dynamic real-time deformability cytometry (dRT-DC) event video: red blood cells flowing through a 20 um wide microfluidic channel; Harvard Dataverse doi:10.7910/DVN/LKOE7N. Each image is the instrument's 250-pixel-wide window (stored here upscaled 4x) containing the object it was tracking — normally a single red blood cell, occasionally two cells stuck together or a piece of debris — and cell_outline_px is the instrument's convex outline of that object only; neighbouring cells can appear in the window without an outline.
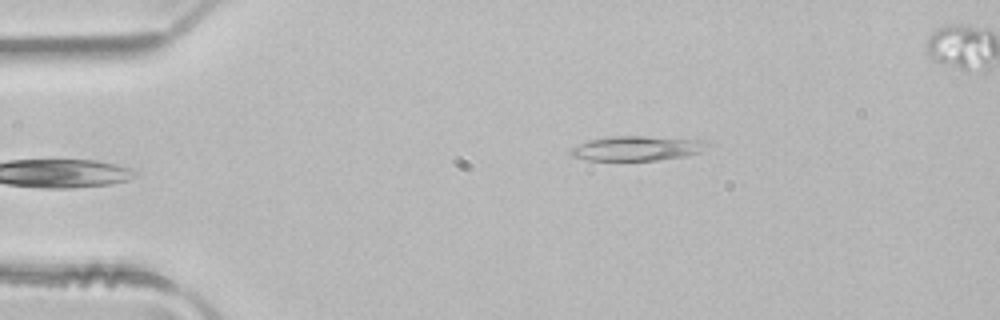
{"species": "common noctule bat (a hibernating species)", "species_latin": "Nyctalus noctula", "temperature_condition": "room temperature", "stored_images_in_passage": 40, "camera_frame_rate_fps": 3000, "um_per_image_px": 0.085, "animal": {"sex": "male", "body_mass_g": 21.5, "forearm_length_mm": 52.0}, "frame": {"image": 1, "passage_image": 1, "time_ms": 0.0, "image_size_px": [1000, 320], "cell_outline_px": [[712, 144], [700, 152], [684, 156], [656, 160], [588, 160], [572, 156], [568, 152], [572, 148], [588, 140], [612, 136], [644, 136], [708, 140]], "centroid_in_image_um": [54.19, 12.6], "position_along_channel_um": 30.8, "area_um2": 19.65}}
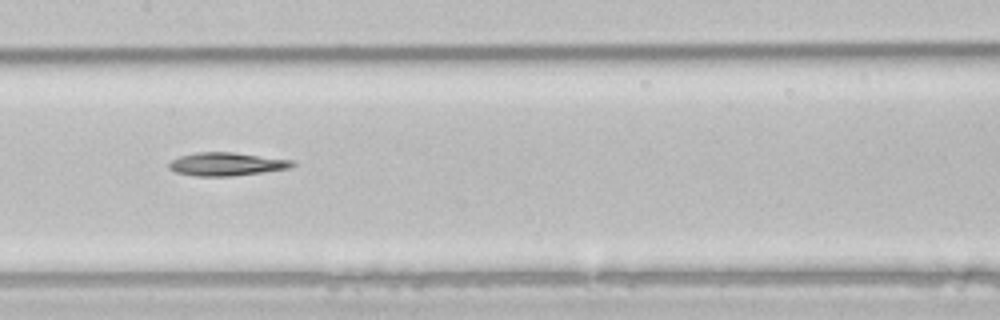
{"frame": {"image": 2, "passage_image": 16, "time_ms": 5.0, "image_size_px": [1000, 320], "cell_outline_px": [[296, 164], [292, 168], [264, 172], [232, 176], [196, 176], [176, 172], [168, 168], [168, 164], [172, 160], [180, 156], [196, 152], [232, 152], [296, 160]], "centroid_in_image_um": [19.31, 13.94], "position_along_channel_um": 188.1, "area_um2": 16.88}}
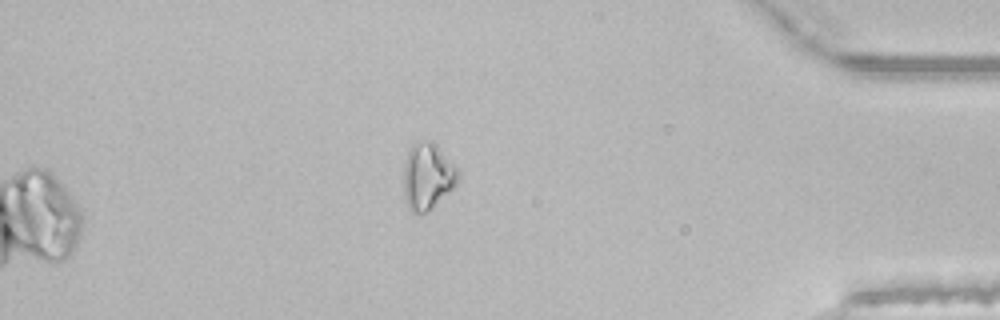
{"frame": {"image": 3, "passage_image": 34, "time_ms": 11.0, "image_size_px": [1000, 320], "cell_outline_px": [[460, 180], [432, 208], [424, 212], [412, 212], [408, 208], [404, 196], [404, 164], [408, 152], [412, 144], [416, 140], [432, 140], [436, 144], [460, 172]], "centroid_in_image_um": [36.34, 14.95], "position_along_channel_um": 398.9, "area_um2": 21.04}}